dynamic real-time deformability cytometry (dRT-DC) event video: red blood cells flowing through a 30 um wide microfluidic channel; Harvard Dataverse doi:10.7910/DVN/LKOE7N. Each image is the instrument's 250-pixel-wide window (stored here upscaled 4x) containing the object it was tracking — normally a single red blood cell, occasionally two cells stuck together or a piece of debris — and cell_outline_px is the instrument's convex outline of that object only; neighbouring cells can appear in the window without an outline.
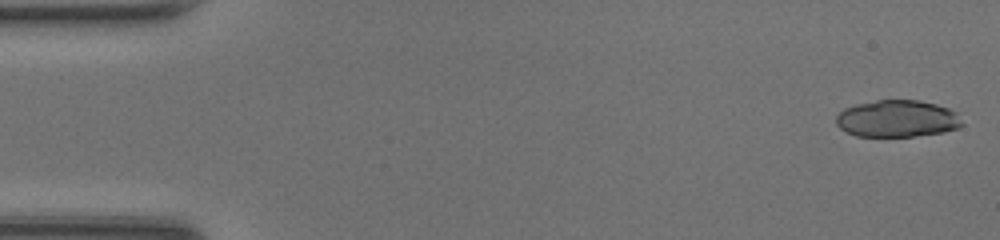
{"species": "common noctule bat (a hibernating species)", "species_latin": "Nyctalus noctula", "temperature_condition": "room temperature", "stored_images_in_passage": 46, "segment_of_instrument_passage": [1, 2], "camera_frame_rate_fps": 3000, "um_per_image_px": 0.085, "animal": {"sex": "female", "body_mass_g": 20.0, "forearm_length_mm": 54.0}, "frame": {"image": 1, "passage_image": 1, "time_ms": 0.0, "image_size_px": [1000, 240], "cell_outline_px": [[964, 124], [956, 128], [944, 132], [912, 136], [856, 136], [840, 128], [836, 124], [836, 116], [844, 108], [856, 104], [876, 100], [916, 100], [936, 104], [948, 108], [956, 112]], "centroid_in_image_um": [76.25, 10.08], "position_along_channel_um": 8.7, "area_um2": 27.05}}
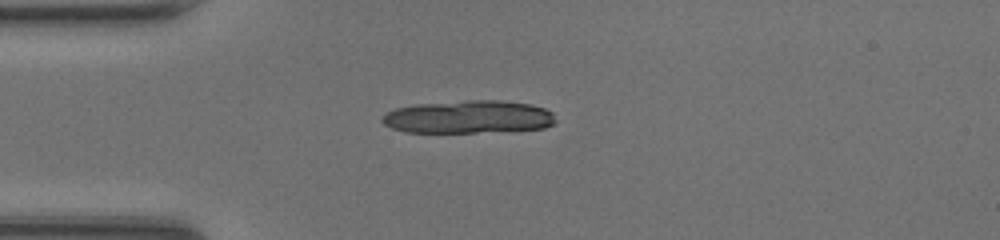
{"frame": {"image": 2, "passage_image": 12, "time_ms": 3.667, "image_size_px": [1000, 240], "cell_outline_px": [[556, 124], [544, 128], [476, 132], [404, 132], [392, 128], [384, 124], [380, 120], [384, 112], [396, 108], [416, 104], [468, 100], [500, 100], [532, 104], [544, 108], [552, 112], [556, 120]], "centroid_in_image_um": [39.81, 9.93], "position_along_channel_um": 45.2, "area_um2": 33.41}}